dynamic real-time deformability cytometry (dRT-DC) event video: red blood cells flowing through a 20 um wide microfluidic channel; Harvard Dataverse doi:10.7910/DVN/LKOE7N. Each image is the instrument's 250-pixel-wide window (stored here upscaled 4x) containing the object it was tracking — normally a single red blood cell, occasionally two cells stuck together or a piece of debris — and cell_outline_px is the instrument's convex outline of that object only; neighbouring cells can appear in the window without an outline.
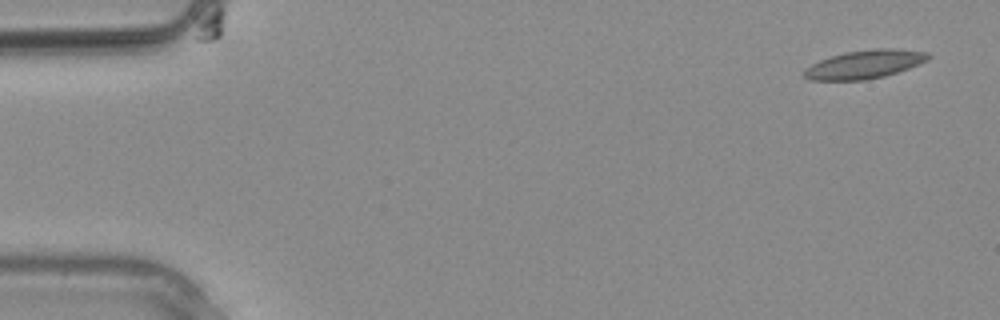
{"species": "common noctule bat (a hibernating species)", "species_latin": "Nyctalus noctula", "temperature_condition": "warm", "stored_images_in_passage": 3, "camera_frame_rate_fps": 3000, "um_per_image_px": 0.085, "animal": {"sex": "male", "body_mass_g": 20.4}, "frame": {"image": 1, "passage_image": 1, "time_ms": 0.0, "image_size_px": [1000, 320], "cell_outline_px": [[932, 56], [928, 60], [920, 64], [884, 76], [864, 80], [812, 80], [804, 76], [804, 68], [820, 60], [844, 52], [876, 48], [892, 48], [928, 52]], "centroid_in_image_um": [73.52, 5.46], "position_along_channel_um": 11.5, "area_um2": 20.52}}